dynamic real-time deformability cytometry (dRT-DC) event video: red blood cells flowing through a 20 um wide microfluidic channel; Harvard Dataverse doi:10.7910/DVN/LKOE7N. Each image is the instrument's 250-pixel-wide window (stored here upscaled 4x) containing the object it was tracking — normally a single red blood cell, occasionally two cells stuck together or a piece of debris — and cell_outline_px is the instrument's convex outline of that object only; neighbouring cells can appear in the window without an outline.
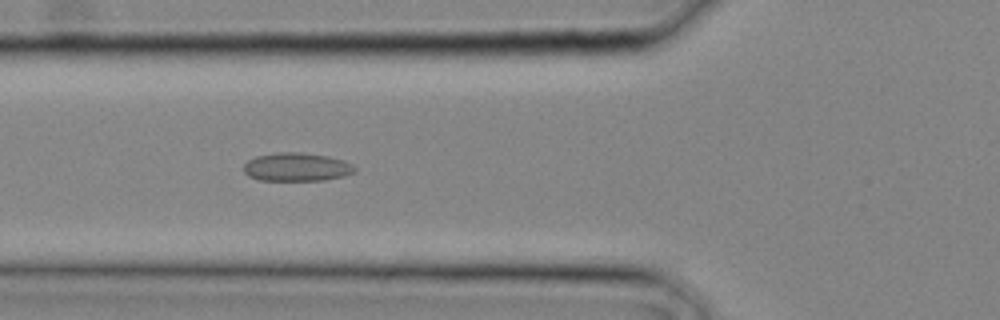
{"species": "common noctule bat (a hibernating species)", "species_latin": "Nyctalus noctula", "temperature_condition": "cold", "stored_images_in_passage": 27, "camera_frame_rate_fps": 3000, "um_per_image_px": 0.085, "animal": {"sex": "male", "body_mass_g": 20.4}, "frame": {"image": 1, "passage_image": 9, "time_ms": 2.667, "image_size_px": [1000, 320], "cell_outline_px": [[356, 172], [344, 176], [324, 180], [260, 180], [248, 176], [244, 172], [244, 164], [248, 160], [256, 156], [280, 152], [300, 152], [328, 156], [344, 160], [352, 164], [356, 168]], "centroid_in_image_um": [25.24, 14.19], "position_along_channel_um": 100.6, "area_um2": 18.44}}
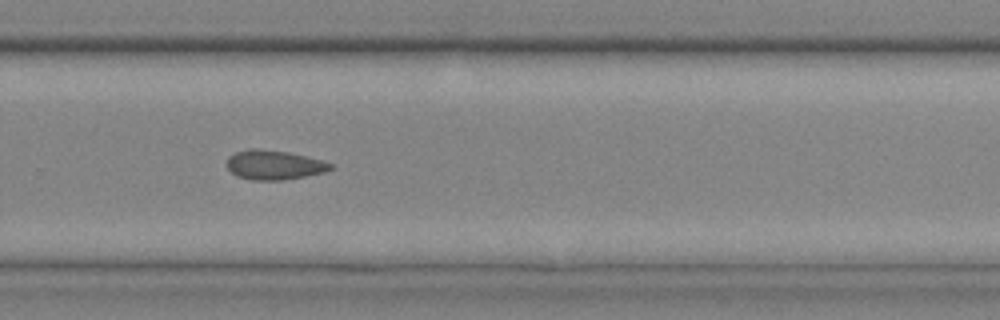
{"frame": {"image": 2, "passage_image": 18, "time_ms": 5.667, "image_size_px": [1000, 320], "cell_outline_px": [[332, 168], [324, 172], [284, 180], [252, 180], [236, 176], [228, 168], [228, 156], [236, 152], [252, 148], [288, 152], [324, 160], [332, 164]], "centroid_in_image_um": [23.3, 14.02], "position_along_channel_um": 306.5, "area_um2": 17.63}}
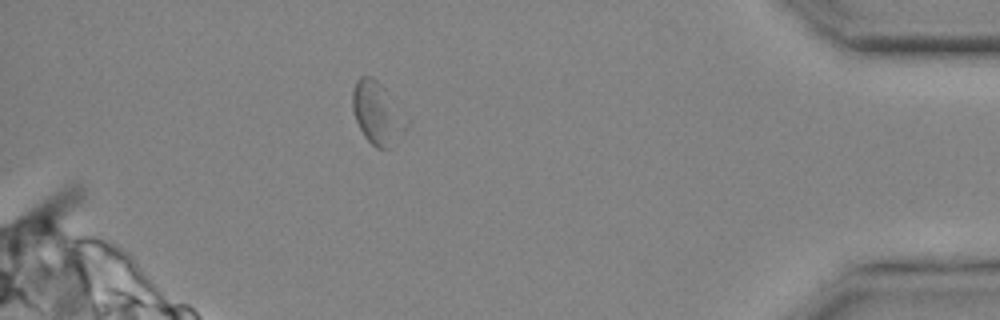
{"frame": {"image": 3, "passage_image": 24, "time_ms": 7.667, "image_size_px": [1000, 320], "cell_outline_px": [[388, 148], [376, 148], [364, 136], [356, 120], [352, 108], [352, 88], [356, 80], [360, 76], [372, 76], [384, 88], [388, 124]], "centroid_in_image_um": [31.53, 9.39], "position_along_channel_um": 403.7, "area_um2": 14.39}}